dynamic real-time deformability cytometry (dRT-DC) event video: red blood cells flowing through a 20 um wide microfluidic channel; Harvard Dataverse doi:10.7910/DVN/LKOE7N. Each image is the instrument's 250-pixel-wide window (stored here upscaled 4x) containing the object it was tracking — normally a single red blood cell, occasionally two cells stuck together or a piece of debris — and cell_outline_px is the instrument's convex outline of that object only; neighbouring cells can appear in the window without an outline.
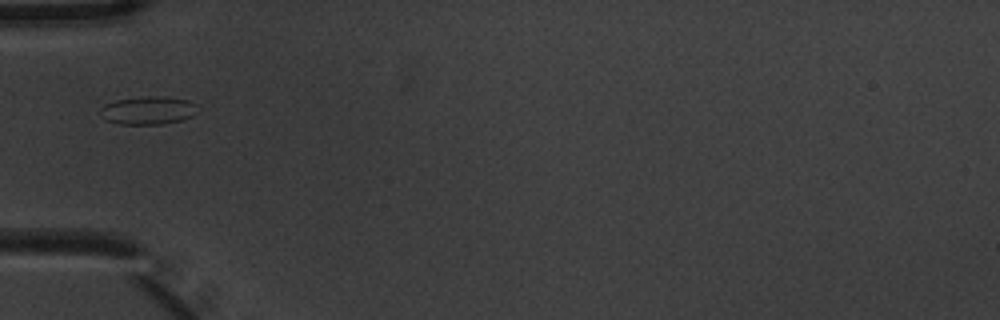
{"species": "common noctule bat (a hibernating species)", "species_latin": "Nyctalus noctula", "temperature_condition": "warm", "stored_images_in_passage": 4, "camera_frame_rate_fps": 3000, "um_per_image_px": 0.085, "animal": {"sex": "male", "body_mass_g": 20.1, "forearm_length_mm": 53.5}, "frame": {"image": 1, "passage_image": 4, "time_ms": 1.0, "image_size_px": [1000, 320], "cell_outline_px": [[200, 112], [192, 116], [180, 120], [160, 124], [120, 124], [108, 120], [100, 116], [100, 108], [104, 104], [116, 100], [148, 96], [160, 96], [188, 100], [196, 104]], "centroid_in_image_um": [12.61, 9.38], "position_along_channel_um": 72.4, "area_um2": 15.95}}